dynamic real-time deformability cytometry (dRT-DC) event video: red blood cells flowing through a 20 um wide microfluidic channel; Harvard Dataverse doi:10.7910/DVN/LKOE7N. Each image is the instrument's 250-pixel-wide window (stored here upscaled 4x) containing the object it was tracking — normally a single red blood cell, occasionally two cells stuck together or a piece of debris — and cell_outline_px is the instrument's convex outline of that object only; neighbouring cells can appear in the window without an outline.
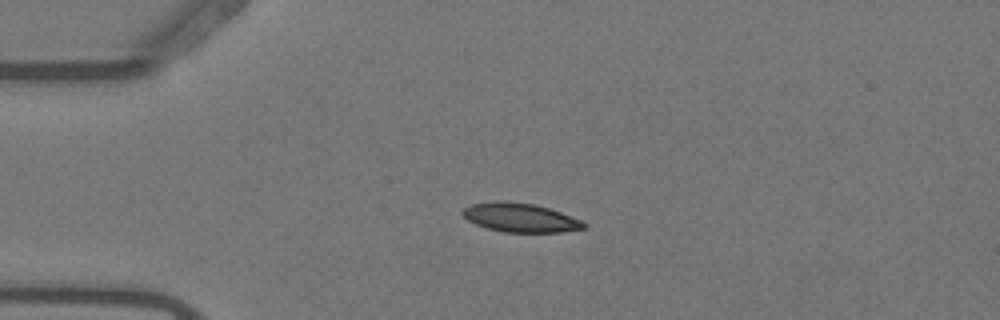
{"species": "Egyptian fruit bat (a non-hibernating species)", "species_latin": "Rousettus aegyptiacus", "temperature_condition": "warm", "stored_images_in_passage": 2, "camera_frame_rate_fps": 3000, "um_per_image_px": 0.085, "animal": {"sex": "female"}, "frame": {"image": 1, "passage_image": 2, "time_ms": 0.333, "image_size_px": [1000, 320], "cell_outline_px": [[588, 228], [560, 232], [504, 232], [488, 228], [476, 224], [468, 220], [460, 212], [464, 208], [472, 204], [536, 204], [560, 212], [580, 220], [588, 224]], "centroid_in_image_um": [44.31, 18.55], "position_along_channel_um": 40.7, "area_um2": 19.48}}